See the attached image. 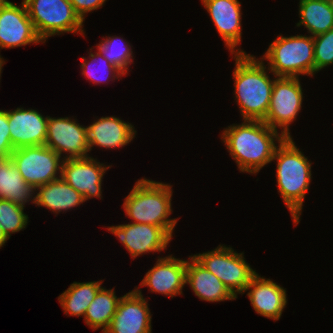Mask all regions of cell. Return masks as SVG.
Wrapping results in <instances>:
<instances>
[{"label": "cell", "instance_id": "cell-1", "mask_svg": "<svg viewBox=\"0 0 333 333\" xmlns=\"http://www.w3.org/2000/svg\"><path fill=\"white\" fill-rule=\"evenodd\" d=\"M222 141L241 172L257 173L273 161L277 145L284 137L263 121L244 120L222 132Z\"/></svg>", "mask_w": 333, "mask_h": 333}, {"label": "cell", "instance_id": "cell-2", "mask_svg": "<svg viewBox=\"0 0 333 333\" xmlns=\"http://www.w3.org/2000/svg\"><path fill=\"white\" fill-rule=\"evenodd\" d=\"M233 72L235 99L243 120L264 121L271 102L275 79L271 80L262 59L246 53H235Z\"/></svg>", "mask_w": 333, "mask_h": 333}, {"label": "cell", "instance_id": "cell-3", "mask_svg": "<svg viewBox=\"0 0 333 333\" xmlns=\"http://www.w3.org/2000/svg\"><path fill=\"white\" fill-rule=\"evenodd\" d=\"M277 186L289 209L294 224L300 222L303 200L311 180V162L297 148L291 138H284L275 149Z\"/></svg>", "mask_w": 333, "mask_h": 333}, {"label": "cell", "instance_id": "cell-4", "mask_svg": "<svg viewBox=\"0 0 333 333\" xmlns=\"http://www.w3.org/2000/svg\"><path fill=\"white\" fill-rule=\"evenodd\" d=\"M172 185L140 179L125 197L123 208L133 223L164 228L171 236L177 219H168L172 212Z\"/></svg>", "mask_w": 333, "mask_h": 333}, {"label": "cell", "instance_id": "cell-5", "mask_svg": "<svg viewBox=\"0 0 333 333\" xmlns=\"http://www.w3.org/2000/svg\"><path fill=\"white\" fill-rule=\"evenodd\" d=\"M265 52L263 59L269 61L268 70L275 77L314 75V40L310 36H277Z\"/></svg>", "mask_w": 333, "mask_h": 333}, {"label": "cell", "instance_id": "cell-6", "mask_svg": "<svg viewBox=\"0 0 333 333\" xmlns=\"http://www.w3.org/2000/svg\"><path fill=\"white\" fill-rule=\"evenodd\" d=\"M37 35L45 43L61 33L84 34L83 21L69 0H23Z\"/></svg>", "mask_w": 333, "mask_h": 333}, {"label": "cell", "instance_id": "cell-7", "mask_svg": "<svg viewBox=\"0 0 333 333\" xmlns=\"http://www.w3.org/2000/svg\"><path fill=\"white\" fill-rule=\"evenodd\" d=\"M193 257L217 276L235 298L237 293L245 292L251 279L257 274L245 261L243 253L234 252V249L225 245Z\"/></svg>", "mask_w": 333, "mask_h": 333}, {"label": "cell", "instance_id": "cell-8", "mask_svg": "<svg viewBox=\"0 0 333 333\" xmlns=\"http://www.w3.org/2000/svg\"><path fill=\"white\" fill-rule=\"evenodd\" d=\"M60 158L46 145L17 148L10 156L23 179L34 189L61 178L63 158L62 161Z\"/></svg>", "mask_w": 333, "mask_h": 333}, {"label": "cell", "instance_id": "cell-9", "mask_svg": "<svg viewBox=\"0 0 333 333\" xmlns=\"http://www.w3.org/2000/svg\"><path fill=\"white\" fill-rule=\"evenodd\" d=\"M302 91L297 77L275 78L269 110L263 122L276 131L277 127L283 128L281 134L284 138H291L288 127L302 108Z\"/></svg>", "mask_w": 333, "mask_h": 333}, {"label": "cell", "instance_id": "cell-10", "mask_svg": "<svg viewBox=\"0 0 333 333\" xmlns=\"http://www.w3.org/2000/svg\"><path fill=\"white\" fill-rule=\"evenodd\" d=\"M44 145L60 156L66 152L67 156L64 159L88 157L87 153L90 150L87 127L80 125L73 118H52L48 116Z\"/></svg>", "mask_w": 333, "mask_h": 333}, {"label": "cell", "instance_id": "cell-11", "mask_svg": "<svg viewBox=\"0 0 333 333\" xmlns=\"http://www.w3.org/2000/svg\"><path fill=\"white\" fill-rule=\"evenodd\" d=\"M135 259L147 252H160L165 250L172 237L164 228L145 224L129 223L107 228Z\"/></svg>", "mask_w": 333, "mask_h": 333}, {"label": "cell", "instance_id": "cell-12", "mask_svg": "<svg viewBox=\"0 0 333 333\" xmlns=\"http://www.w3.org/2000/svg\"><path fill=\"white\" fill-rule=\"evenodd\" d=\"M148 303L136 287L121 297L116 313L104 333H152Z\"/></svg>", "mask_w": 333, "mask_h": 333}, {"label": "cell", "instance_id": "cell-13", "mask_svg": "<svg viewBox=\"0 0 333 333\" xmlns=\"http://www.w3.org/2000/svg\"><path fill=\"white\" fill-rule=\"evenodd\" d=\"M107 167L92 157L69 158L62 162L61 177L79 192L84 200L101 198V183Z\"/></svg>", "mask_w": 333, "mask_h": 333}, {"label": "cell", "instance_id": "cell-14", "mask_svg": "<svg viewBox=\"0 0 333 333\" xmlns=\"http://www.w3.org/2000/svg\"><path fill=\"white\" fill-rule=\"evenodd\" d=\"M44 43L37 35L26 6L14 3L0 5V48L21 47L31 43Z\"/></svg>", "mask_w": 333, "mask_h": 333}, {"label": "cell", "instance_id": "cell-15", "mask_svg": "<svg viewBox=\"0 0 333 333\" xmlns=\"http://www.w3.org/2000/svg\"><path fill=\"white\" fill-rule=\"evenodd\" d=\"M187 260L169 255L159 258L140 283V287L148 286L151 292L173 298L182 294L186 282Z\"/></svg>", "mask_w": 333, "mask_h": 333}, {"label": "cell", "instance_id": "cell-16", "mask_svg": "<svg viewBox=\"0 0 333 333\" xmlns=\"http://www.w3.org/2000/svg\"><path fill=\"white\" fill-rule=\"evenodd\" d=\"M11 144L14 149L44 145L48 116L34 109L17 108L7 111Z\"/></svg>", "mask_w": 333, "mask_h": 333}, {"label": "cell", "instance_id": "cell-17", "mask_svg": "<svg viewBox=\"0 0 333 333\" xmlns=\"http://www.w3.org/2000/svg\"><path fill=\"white\" fill-rule=\"evenodd\" d=\"M214 26L231 54L245 53L235 49L241 41V3L238 0H202Z\"/></svg>", "mask_w": 333, "mask_h": 333}, {"label": "cell", "instance_id": "cell-18", "mask_svg": "<svg viewBox=\"0 0 333 333\" xmlns=\"http://www.w3.org/2000/svg\"><path fill=\"white\" fill-rule=\"evenodd\" d=\"M247 296L257 314L279 320L287 304L286 290L270 279L256 274L246 287Z\"/></svg>", "mask_w": 333, "mask_h": 333}, {"label": "cell", "instance_id": "cell-19", "mask_svg": "<svg viewBox=\"0 0 333 333\" xmlns=\"http://www.w3.org/2000/svg\"><path fill=\"white\" fill-rule=\"evenodd\" d=\"M134 129L132 124L118 117H101L87 126L89 150L94 146L106 149L124 147L135 137L137 131Z\"/></svg>", "mask_w": 333, "mask_h": 333}, {"label": "cell", "instance_id": "cell-20", "mask_svg": "<svg viewBox=\"0 0 333 333\" xmlns=\"http://www.w3.org/2000/svg\"><path fill=\"white\" fill-rule=\"evenodd\" d=\"M187 260L186 282L200 300L208 302H220L225 300H235L223 282L192 255Z\"/></svg>", "mask_w": 333, "mask_h": 333}, {"label": "cell", "instance_id": "cell-21", "mask_svg": "<svg viewBox=\"0 0 333 333\" xmlns=\"http://www.w3.org/2000/svg\"><path fill=\"white\" fill-rule=\"evenodd\" d=\"M38 191H37V190ZM38 193L32 203L43 206L54 213L67 211L85 202L83 196L70 186L62 177L35 188Z\"/></svg>", "mask_w": 333, "mask_h": 333}, {"label": "cell", "instance_id": "cell-22", "mask_svg": "<svg viewBox=\"0 0 333 333\" xmlns=\"http://www.w3.org/2000/svg\"><path fill=\"white\" fill-rule=\"evenodd\" d=\"M33 195L35 189L23 179L13 161L0 159V199L25 207Z\"/></svg>", "mask_w": 333, "mask_h": 333}, {"label": "cell", "instance_id": "cell-23", "mask_svg": "<svg viewBox=\"0 0 333 333\" xmlns=\"http://www.w3.org/2000/svg\"><path fill=\"white\" fill-rule=\"evenodd\" d=\"M299 15L297 27L305 26L312 37L333 29V1L300 0Z\"/></svg>", "mask_w": 333, "mask_h": 333}, {"label": "cell", "instance_id": "cell-24", "mask_svg": "<svg viewBox=\"0 0 333 333\" xmlns=\"http://www.w3.org/2000/svg\"><path fill=\"white\" fill-rule=\"evenodd\" d=\"M101 285L102 280L70 284L69 288L58 297L65 314L84 316L97 292L102 288Z\"/></svg>", "mask_w": 333, "mask_h": 333}, {"label": "cell", "instance_id": "cell-25", "mask_svg": "<svg viewBox=\"0 0 333 333\" xmlns=\"http://www.w3.org/2000/svg\"><path fill=\"white\" fill-rule=\"evenodd\" d=\"M120 299L121 297L117 298L115 295L114 289L108 290L102 287L86 310L84 315L85 323L93 331L103 327L102 333H104L116 313Z\"/></svg>", "mask_w": 333, "mask_h": 333}, {"label": "cell", "instance_id": "cell-26", "mask_svg": "<svg viewBox=\"0 0 333 333\" xmlns=\"http://www.w3.org/2000/svg\"><path fill=\"white\" fill-rule=\"evenodd\" d=\"M120 37H107L101 40L96 47L102 55L114 66L119 68L125 75L128 72V65L133 61L132 49L129 43L123 42Z\"/></svg>", "mask_w": 333, "mask_h": 333}, {"label": "cell", "instance_id": "cell-27", "mask_svg": "<svg viewBox=\"0 0 333 333\" xmlns=\"http://www.w3.org/2000/svg\"><path fill=\"white\" fill-rule=\"evenodd\" d=\"M23 210V206L7 199H0V226L3 228V232L8 239L11 233L19 232L26 227L28 215Z\"/></svg>", "mask_w": 333, "mask_h": 333}, {"label": "cell", "instance_id": "cell-28", "mask_svg": "<svg viewBox=\"0 0 333 333\" xmlns=\"http://www.w3.org/2000/svg\"><path fill=\"white\" fill-rule=\"evenodd\" d=\"M95 54H93L91 51H90V54H89V58L90 60L86 61V58L82 57V61H84L82 64H81V69H82V75H84L86 78H88V80L90 79V81L94 82V83H101L103 81V78L104 80H108L109 77H111L110 79L113 80V79H118L119 77L125 75L119 68H117L116 66H114L113 64H111L103 55L102 53L98 50L97 52H94ZM100 58V59H99ZM102 61V62H101ZM98 62H100V64L102 63V67H103V71L106 73H104V77L102 78L99 77L97 74L98 72L102 69L97 71L94 70L96 69L97 67L94 66L95 64H97ZM99 65V63H98ZM96 67V68H95ZM100 67V65H99ZM94 68V69H93ZM107 71V72H106ZM94 72V73H93ZM97 73V74H96ZM96 74V75H95ZM104 83V81H103Z\"/></svg>", "mask_w": 333, "mask_h": 333}, {"label": "cell", "instance_id": "cell-29", "mask_svg": "<svg viewBox=\"0 0 333 333\" xmlns=\"http://www.w3.org/2000/svg\"><path fill=\"white\" fill-rule=\"evenodd\" d=\"M315 73L333 64V29L313 37Z\"/></svg>", "mask_w": 333, "mask_h": 333}, {"label": "cell", "instance_id": "cell-30", "mask_svg": "<svg viewBox=\"0 0 333 333\" xmlns=\"http://www.w3.org/2000/svg\"><path fill=\"white\" fill-rule=\"evenodd\" d=\"M14 150L10 138L8 113L5 110H0V158H10Z\"/></svg>", "mask_w": 333, "mask_h": 333}, {"label": "cell", "instance_id": "cell-31", "mask_svg": "<svg viewBox=\"0 0 333 333\" xmlns=\"http://www.w3.org/2000/svg\"><path fill=\"white\" fill-rule=\"evenodd\" d=\"M73 8L82 21L85 20V14L97 10L104 5L106 0H69Z\"/></svg>", "mask_w": 333, "mask_h": 333}, {"label": "cell", "instance_id": "cell-32", "mask_svg": "<svg viewBox=\"0 0 333 333\" xmlns=\"http://www.w3.org/2000/svg\"><path fill=\"white\" fill-rule=\"evenodd\" d=\"M8 237L3 232V228L0 226V247H3L5 243L7 242Z\"/></svg>", "mask_w": 333, "mask_h": 333}, {"label": "cell", "instance_id": "cell-33", "mask_svg": "<svg viewBox=\"0 0 333 333\" xmlns=\"http://www.w3.org/2000/svg\"><path fill=\"white\" fill-rule=\"evenodd\" d=\"M5 63V61L3 60V58H1V56H0V77H1V71H2V66H3V64Z\"/></svg>", "mask_w": 333, "mask_h": 333}, {"label": "cell", "instance_id": "cell-34", "mask_svg": "<svg viewBox=\"0 0 333 333\" xmlns=\"http://www.w3.org/2000/svg\"><path fill=\"white\" fill-rule=\"evenodd\" d=\"M11 3L10 1H7V0H0V5H6V4H9Z\"/></svg>", "mask_w": 333, "mask_h": 333}]
</instances>
